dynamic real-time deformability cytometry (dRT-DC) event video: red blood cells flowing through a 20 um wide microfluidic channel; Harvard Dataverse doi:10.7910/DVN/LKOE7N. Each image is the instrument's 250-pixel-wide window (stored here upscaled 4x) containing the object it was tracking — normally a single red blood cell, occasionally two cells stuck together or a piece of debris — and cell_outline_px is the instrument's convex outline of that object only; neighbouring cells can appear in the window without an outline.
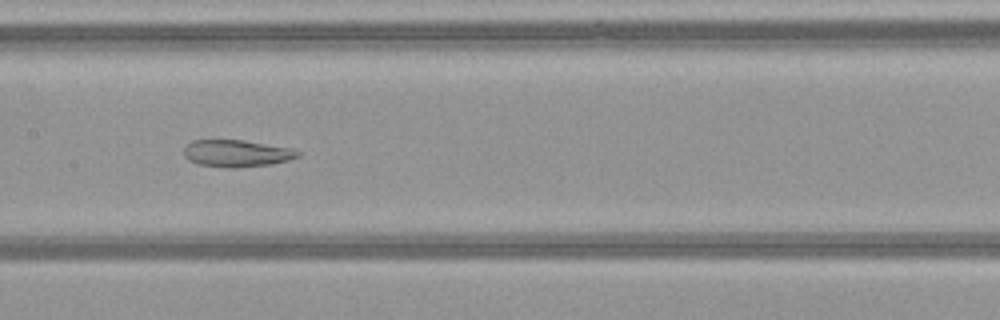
{"species": "common noctule bat (a hibernating species)", "species_latin": "Nyctalus noctula", "temperature_condition": "warm", "stored_images_in_passage": 46, "camera_frame_rate_fps": 3000, "um_per_image_px": 0.085, "animal": {"sex": "female", "body_mass_g": 21.9}, "frame": {"image": 1, "passage_image": 27, "time_ms": 8.667, "image_size_px": [1000, 320], "cell_outline_px": [[304, 152], [300, 156], [288, 160], [272, 164], [236, 168], [228, 168], [196, 164], [188, 160], [184, 156], [184, 148], [192, 140], [244, 140], [292, 148]], "centroid_in_image_um": [20.15, 13.04], "position_along_channel_um": 187.3, "area_um2": 18.21}}
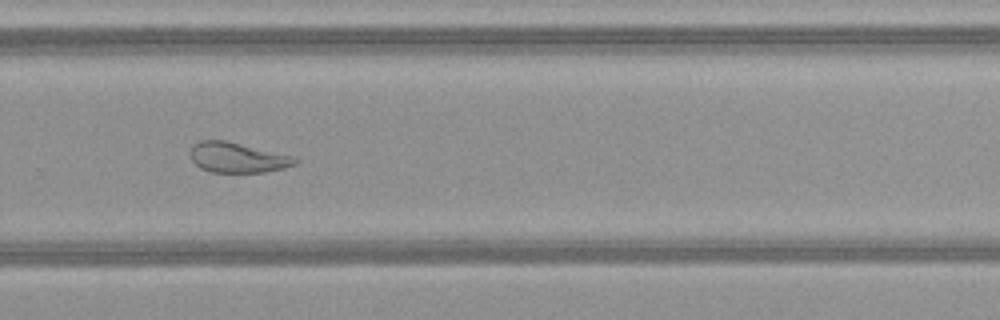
{"frame": {"image": 2, "passage_image": 36, "time_ms": 11.667, "image_size_px": [1000, 320], "cell_outline_px": [[300, 160], [296, 164], [284, 168], [264, 172], [212, 172], [200, 168], [192, 160], [192, 148], [200, 140], [224, 140], [296, 156]], "centroid_in_image_um": [20.26, 13.39], "position_along_channel_um": 309.5, "area_um2": 18.32}}
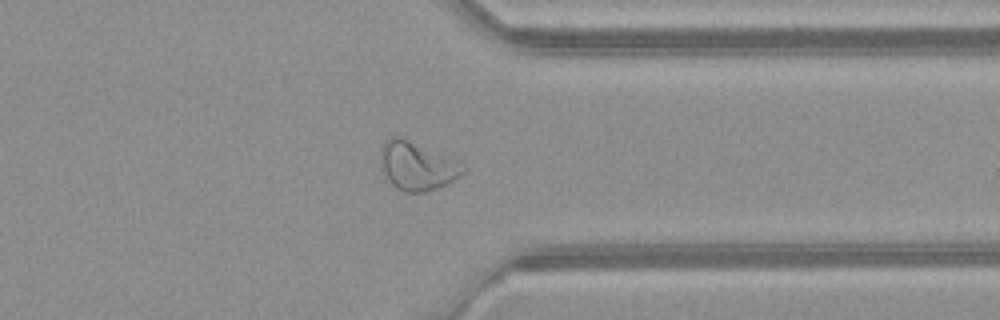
{"frame": {"image": 3, "passage_image": 41, "time_ms": 13.333, "image_size_px": [1000, 320], "cell_outline_px": [[468, 168], [464, 172], [452, 180], [436, 188], [424, 192], [404, 192], [396, 188], [380, 172], [380, 148], [384, 140], [392, 136], [400, 136], [456, 160]], "centroid_in_image_um": [35.37, 14.09], "position_along_channel_um": 376.0, "area_um2": 23.35}}